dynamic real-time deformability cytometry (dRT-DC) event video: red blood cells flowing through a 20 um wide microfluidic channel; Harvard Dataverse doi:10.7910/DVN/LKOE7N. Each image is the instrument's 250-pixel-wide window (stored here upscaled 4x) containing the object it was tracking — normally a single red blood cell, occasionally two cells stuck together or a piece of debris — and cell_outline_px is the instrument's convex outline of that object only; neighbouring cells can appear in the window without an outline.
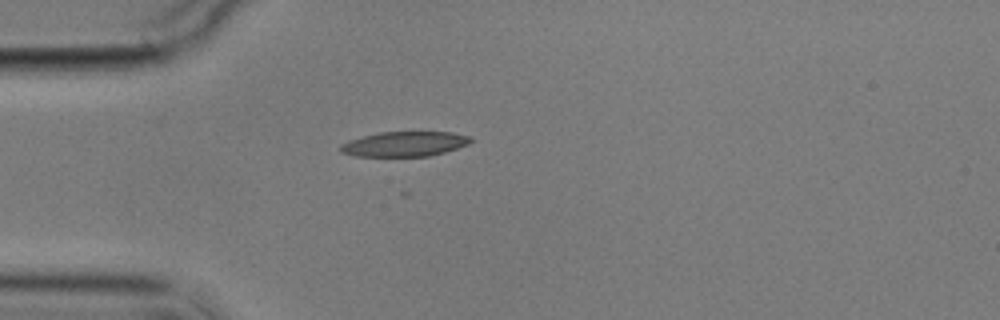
{"species": "common noctule bat (a hibernating species)", "species_latin": "Nyctalus noctula", "temperature_condition": "cold", "stored_images_in_passage": 3, "segment_of_instrument_passage": [1, 2], "camera_frame_rate_fps": 3000, "um_per_image_px": 0.085, "animal": {"sex": "male", "body_mass_g": 17.9}, "frame": {"image": 1, "passage_image": 2, "time_ms": 3.667, "image_size_px": [1000, 320], "cell_outline_px": [[472, 140], [468, 144], [444, 152], [428, 156], [356, 156], [340, 152], [340, 144], [348, 140], [380, 132], [452, 132], [472, 136]], "centroid_in_image_um": [34.38, 12.23], "position_along_channel_um": 50.6, "area_um2": 18.84}}